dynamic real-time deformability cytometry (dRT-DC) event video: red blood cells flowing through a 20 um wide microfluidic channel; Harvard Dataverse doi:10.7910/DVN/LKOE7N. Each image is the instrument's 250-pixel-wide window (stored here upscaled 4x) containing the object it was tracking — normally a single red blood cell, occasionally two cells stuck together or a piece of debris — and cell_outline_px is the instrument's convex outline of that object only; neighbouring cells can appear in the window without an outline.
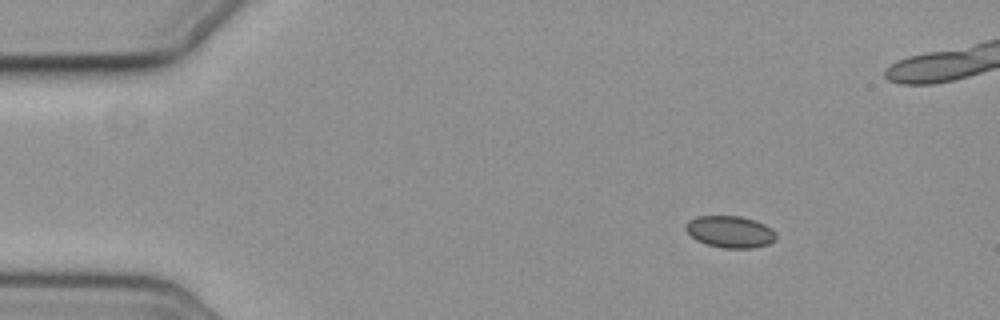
{"species": "common noctule bat (a hibernating species)", "species_latin": "Nyctalus noctula", "temperature_condition": "cold", "stored_images_in_passage": 5, "segment_of_instrument_passage": [1, 2], "camera_frame_rate_fps": 3000, "um_per_image_px": 0.085, "animal": {"sex": "female", "body_mass_g": 19.3, "forearm_length_mm": 54.1}, "frame": {"image": 1, "passage_image": 1, "time_ms": 0.0, "image_size_px": [1000, 320], "cell_outline_px": [[776, 240], [768, 244], [752, 248], [724, 248], [708, 244], [696, 240], [684, 228], [688, 220], [696, 216], [740, 216], [764, 224], [772, 228], [776, 232]], "centroid_in_image_um": [62.06, 19.7], "position_along_channel_um": 22.9, "area_um2": 16.7}}
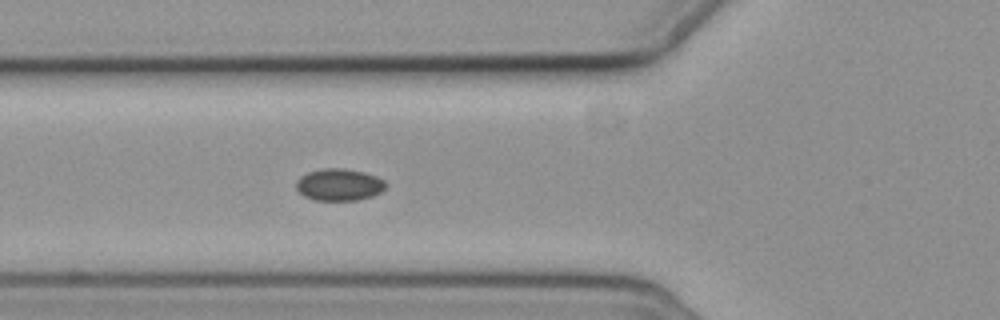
{"frame": {"image": 2, "passage_image": 4, "time_ms": 4.333, "image_size_px": [1000, 320], "cell_outline_px": [[388, 184], [380, 192], [372, 196], [356, 200], [316, 200], [304, 196], [296, 188], [296, 180], [300, 176], [308, 172], [324, 168], [344, 168], [364, 172], [376, 176], [384, 180]], "centroid_in_image_um": [28.83, 15.69], "position_along_channel_um": 97.0, "area_um2": 16.7}}